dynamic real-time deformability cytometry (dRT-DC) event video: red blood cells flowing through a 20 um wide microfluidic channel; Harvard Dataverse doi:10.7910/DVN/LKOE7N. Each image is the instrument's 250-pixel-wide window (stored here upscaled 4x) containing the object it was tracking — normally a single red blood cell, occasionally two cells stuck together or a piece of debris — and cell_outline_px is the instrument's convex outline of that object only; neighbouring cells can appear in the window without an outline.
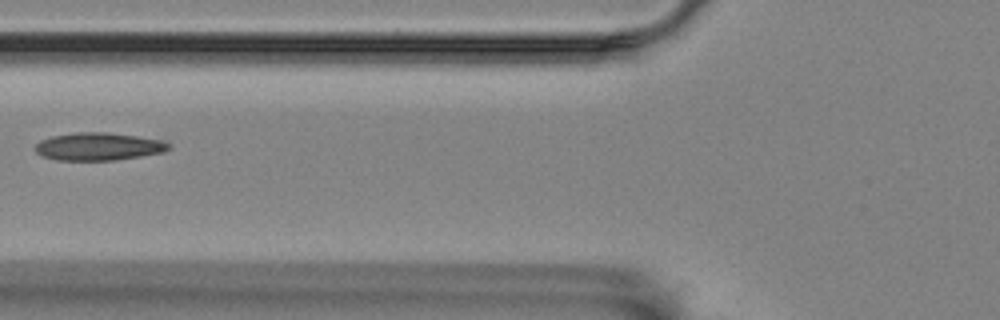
{"species": "Egyptian fruit bat (a non-hibernating species)", "species_latin": "Rousettus aegyptiacus", "temperature_condition": "room temperature", "stored_images_in_passage": 8, "segment_of_instrument_passage": [1, 2], "camera_frame_rate_fps": 3000, "um_per_image_px": 0.085, "animal": {"sex": "female"}, "frame": {"image": 1, "passage_image": 7, "time_ms": 2.0, "image_size_px": [1000, 320], "cell_outline_px": [[172, 148], [164, 152], [116, 160], [56, 160], [44, 156], [36, 152], [36, 144], [40, 140], [52, 136], [76, 132], [108, 132], [164, 140], [172, 144]], "centroid_in_image_um": [8.43, 12.45], "position_along_channel_um": 117.4, "area_um2": 21.68}}